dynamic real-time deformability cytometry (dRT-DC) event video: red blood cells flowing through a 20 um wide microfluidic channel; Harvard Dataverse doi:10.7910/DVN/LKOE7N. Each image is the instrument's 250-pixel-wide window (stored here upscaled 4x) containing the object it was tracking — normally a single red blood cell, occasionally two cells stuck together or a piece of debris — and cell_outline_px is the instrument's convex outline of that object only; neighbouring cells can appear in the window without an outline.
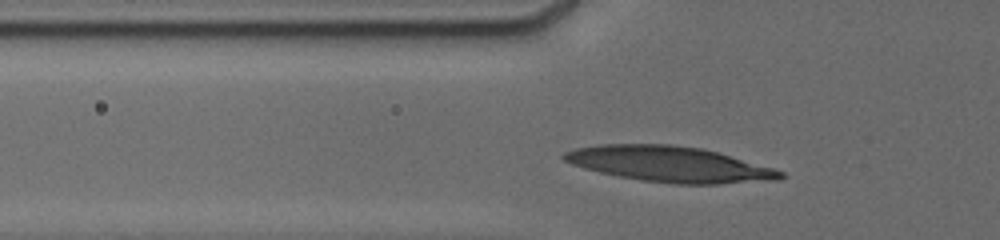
{"species": "human", "species_latin": "Homo sapiens", "temperature_condition": "cold", "stored_images_in_passage": 32, "camera_frame_rate_fps": 3000, "um_per_image_px": 0.085, "donor": {"sex": "male"}, "frame": {"image": 1, "passage_image": 7, "time_ms": 2.333, "image_size_px": [1000, 240], "cell_outline_px": [[784, 176], [780, 180], [720, 184], [672, 184], [644, 180], [620, 176], [600, 172], [584, 168], [572, 164], [564, 160], [560, 156], [564, 152], [576, 148], [600, 144], [668, 144], [700, 148], [716, 152], [772, 168], [784, 172]], "centroid_in_image_um": [56.9, 13.96], "position_along_channel_um": 68.9, "area_um2": 44.56}}
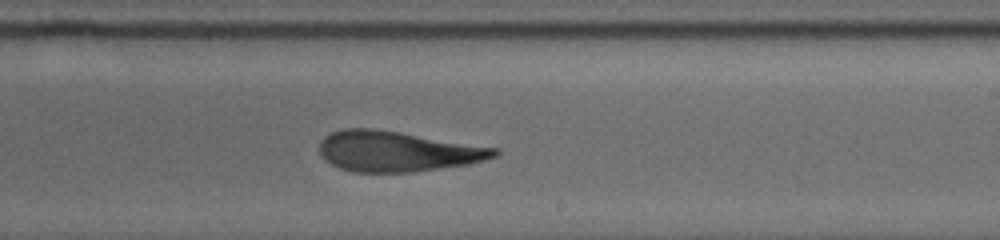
{"frame": {"image": 2, "passage_image": 20, "time_ms": 7.333, "image_size_px": [1000, 240], "cell_outline_px": [[500, 152], [496, 156], [484, 160], [468, 164], [412, 172], [352, 172], [340, 168], [324, 160], [320, 156], [320, 140], [324, 136], [332, 132], [344, 128], [372, 128], [400, 132], [500, 148]], "centroid_in_image_um": [33.76, 12.86], "position_along_channel_um": 255.2, "area_um2": 41.33}}
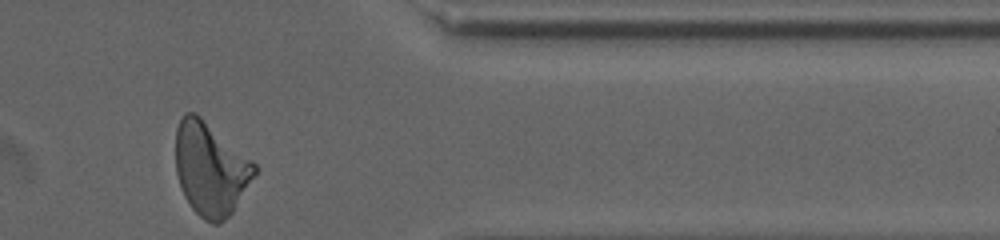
{"frame": {"image": 3, "passage_image": 32, "time_ms": 11.333, "image_size_px": [1000, 240], "cell_outline_px": [[256, 172], [232, 212], [220, 224], [212, 224], [204, 220], [192, 208], [184, 196], [176, 172], [176, 128], [184, 112], [196, 112], [252, 160], [256, 164]], "centroid_in_image_um": [17.87, 14.34], "position_along_channel_um": 393.5, "area_um2": 42.48}, "authors_computed_cell_mechanics": {"area_um2": 41.7894, "velocity_mm_per_s": 3.7987, "shape_relaxation_time_tau1_ms": 4.6277, "shape_relaxation_time_tau2_ms": 2.0371, "deformation_change_tau1": 0.1959, "deformation_change_tau2": 0.1199}}